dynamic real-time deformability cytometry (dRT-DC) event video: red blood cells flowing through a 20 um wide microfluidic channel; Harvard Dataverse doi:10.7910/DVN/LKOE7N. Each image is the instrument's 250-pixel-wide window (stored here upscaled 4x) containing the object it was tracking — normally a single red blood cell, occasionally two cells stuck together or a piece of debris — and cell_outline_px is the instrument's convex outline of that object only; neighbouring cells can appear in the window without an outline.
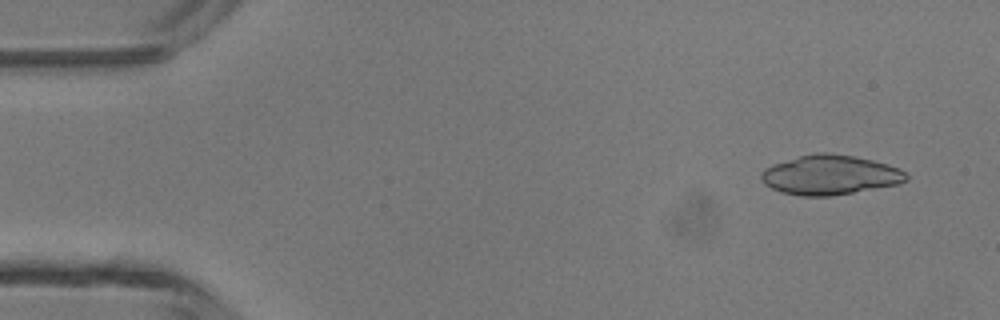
{"species": "common noctule bat (a hibernating species)", "species_latin": "Nyctalus noctula", "temperature_condition": "room temperature", "stored_images_in_passage": 47, "camera_frame_rate_fps": 3000, "um_per_image_px": 0.085, "animal": {"sex": "male", "body_mass_g": 13.3}, "frame": {"image": 1, "passage_image": 3, "time_ms": 0.667, "image_size_px": [1000, 320], "cell_outline_px": [[908, 180], [900, 184], [832, 196], [800, 196], [780, 192], [764, 184], [760, 180], [760, 172], [764, 168], [772, 164], [800, 156], [816, 152], [828, 152], [856, 156], [888, 164], [900, 168], [908, 176]], "centroid_in_image_um": [70.54, 14.87], "position_along_channel_um": 14.5, "area_um2": 33.87}}